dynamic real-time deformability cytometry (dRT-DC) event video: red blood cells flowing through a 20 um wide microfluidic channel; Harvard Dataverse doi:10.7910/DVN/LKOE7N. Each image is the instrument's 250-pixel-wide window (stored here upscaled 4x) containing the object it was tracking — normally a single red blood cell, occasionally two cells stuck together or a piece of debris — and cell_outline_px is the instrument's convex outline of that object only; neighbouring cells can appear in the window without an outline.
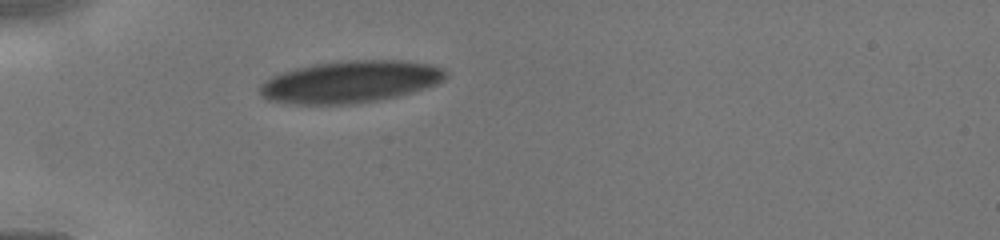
{"species": "human", "species_latin": "Homo sapiens", "temperature_condition": "cold", "stored_images_in_passage": 23, "camera_frame_rate_fps": 3000, "um_per_image_px": 0.085, "donor": {"sex": "male"}, "frame": {"image": 1, "passage_image": 1, "time_ms": 0.0, "image_size_px": [1000, 240], "cell_outline_px": [[448, 72], [436, 84], [424, 88], [396, 96], [376, 100], [352, 104], [296, 104], [268, 100], [260, 96], [260, 84], [264, 80], [280, 72], [312, 64], [340, 60], [400, 60], [432, 64]], "centroid_in_image_um": [29.71, 6.94], "position_along_channel_um": 55.3, "area_um2": 45.43}}
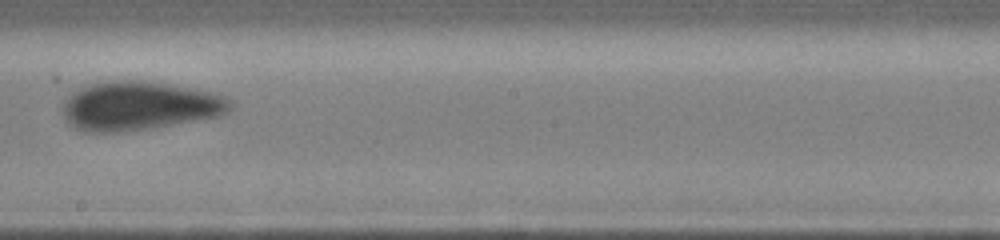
{"frame": {"image": 2, "passage_image": 10, "time_ms": 4.333, "image_size_px": [1000, 240], "cell_outline_px": [[232, 108], [228, 112], [220, 116], [148, 128], [116, 132], [84, 132], [68, 124], [64, 120], [64, 100], [68, 96], [84, 84], [108, 80], [144, 80], [216, 92], [232, 100]], "centroid_in_image_um": [11.83, 8.98], "position_along_channel_um": 236.4, "area_um2": 48.03}}
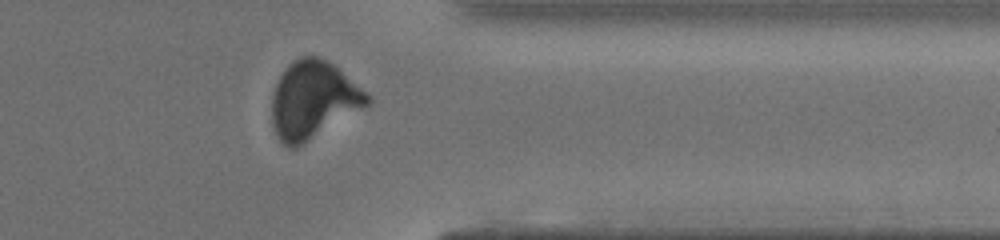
{"frame": {"image": 3, "passage_image": 17, "time_ms": 7.667, "image_size_px": [1000, 240], "cell_outline_px": [[372, 100], [368, 104], [296, 148], [288, 148], [276, 136], [272, 124], [272, 96], [276, 84], [280, 76], [288, 64], [300, 56], [316, 56], [332, 64], [372, 96]], "centroid_in_image_um": [26.59, 8.49], "position_along_channel_um": 384.8, "area_um2": 42.43}}